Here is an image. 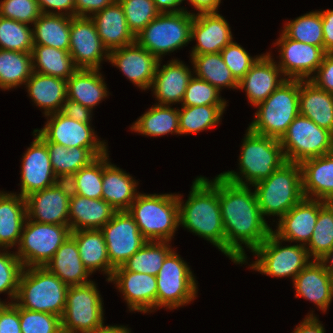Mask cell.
I'll use <instances>...</instances> for the list:
<instances>
[{"mask_svg": "<svg viewBox=\"0 0 333 333\" xmlns=\"http://www.w3.org/2000/svg\"><path fill=\"white\" fill-rule=\"evenodd\" d=\"M219 174V203L225 230V255L236 264L247 262L242 246L253 252L272 232L262 216L255 191Z\"/></svg>", "mask_w": 333, "mask_h": 333, "instance_id": "1", "label": "cell"}, {"mask_svg": "<svg viewBox=\"0 0 333 333\" xmlns=\"http://www.w3.org/2000/svg\"><path fill=\"white\" fill-rule=\"evenodd\" d=\"M187 201L177 195L179 225L210 241L225 254V230L219 203V175L209 179L198 176ZM185 202V203H184Z\"/></svg>", "mask_w": 333, "mask_h": 333, "instance_id": "2", "label": "cell"}, {"mask_svg": "<svg viewBox=\"0 0 333 333\" xmlns=\"http://www.w3.org/2000/svg\"><path fill=\"white\" fill-rule=\"evenodd\" d=\"M242 142L238 160L240 172L220 173L229 182L253 186L286 163L281 143L276 138L256 134L247 128Z\"/></svg>", "mask_w": 333, "mask_h": 333, "instance_id": "3", "label": "cell"}, {"mask_svg": "<svg viewBox=\"0 0 333 333\" xmlns=\"http://www.w3.org/2000/svg\"><path fill=\"white\" fill-rule=\"evenodd\" d=\"M147 241H171L179 225L177 194L138 193L127 210Z\"/></svg>", "mask_w": 333, "mask_h": 333, "instance_id": "4", "label": "cell"}, {"mask_svg": "<svg viewBox=\"0 0 333 333\" xmlns=\"http://www.w3.org/2000/svg\"><path fill=\"white\" fill-rule=\"evenodd\" d=\"M68 285L45 267L24 268L15 303L24 309L62 317Z\"/></svg>", "mask_w": 333, "mask_h": 333, "instance_id": "5", "label": "cell"}, {"mask_svg": "<svg viewBox=\"0 0 333 333\" xmlns=\"http://www.w3.org/2000/svg\"><path fill=\"white\" fill-rule=\"evenodd\" d=\"M252 187L262 216L280 219L304 198L300 164L286 162Z\"/></svg>", "mask_w": 333, "mask_h": 333, "instance_id": "6", "label": "cell"}, {"mask_svg": "<svg viewBox=\"0 0 333 333\" xmlns=\"http://www.w3.org/2000/svg\"><path fill=\"white\" fill-rule=\"evenodd\" d=\"M249 129L280 140L299 114V79H287L256 108Z\"/></svg>", "mask_w": 333, "mask_h": 333, "instance_id": "7", "label": "cell"}, {"mask_svg": "<svg viewBox=\"0 0 333 333\" xmlns=\"http://www.w3.org/2000/svg\"><path fill=\"white\" fill-rule=\"evenodd\" d=\"M187 11L160 13L140 32L136 42L159 60L182 48L191 41V26L196 15Z\"/></svg>", "mask_w": 333, "mask_h": 333, "instance_id": "8", "label": "cell"}, {"mask_svg": "<svg viewBox=\"0 0 333 333\" xmlns=\"http://www.w3.org/2000/svg\"><path fill=\"white\" fill-rule=\"evenodd\" d=\"M95 282L69 286L61 317L63 333H91L104 324L103 300Z\"/></svg>", "mask_w": 333, "mask_h": 333, "instance_id": "9", "label": "cell"}, {"mask_svg": "<svg viewBox=\"0 0 333 333\" xmlns=\"http://www.w3.org/2000/svg\"><path fill=\"white\" fill-rule=\"evenodd\" d=\"M286 162L304 160L333 152V133L298 114L279 140Z\"/></svg>", "mask_w": 333, "mask_h": 333, "instance_id": "10", "label": "cell"}, {"mask_svg": "<svg viewBox=\"0 0 333 333\" xmlns=\"http://www.w3.org/2000/svg\"><path fill=\"white\" fill-rule=\"evenodd\" d=\"M70 234L69 225L44 224L26 218L16 255L24 268L44 267Z\"/></svg>", "mask_w": 333, "mask_h": 333, "instance_id": "11", "label": "cell"}, {"mask_svg": "<svg viewBox=\"0 0 333 333\" xmlns=\"http://www.w3.org/2000/svg\"><path fill=\"white\" fill-rule=\"evenodd\" d=\"M190 267L174 249L166 256L156 275L157 309H176L191 303L198 288Z\"/></svg>", "mask_w": 333, "mask_h": 333, "instance_id": "12", "label": "cell"}, {"mask_svg": "<svg viewBox=\"0 0 333 333\" xmlns=\"http://www.w3.org/2000/svg\"><path fill=\"white\" fill-rule=\"evenodd\" d=\"M281 240V241H280ZM283 240L273 232L252 253L258 257L250 268L272 277H292L310 262L306 246L296 244L281 246Z\"/></svg>", "mask_w": 333, "mask_h": 333, "instance_id": "13", "label": "cell"}, {"mask_svg": "<svg viewBox=\"0 0 333 333\" xmlns=\"http://www.w3.org/2000/svg\"><path fill=\"white\" fill-rule=\"evenodd\" d=\"M46 117L50 118L44 127L33 130L43 142H54L67 148H89L97 157L108 152L106 142L97 137L91 124L81 123L60 112Z\"/></svg>", "mask_w": 333, "mask_h": 333, "instance_id": "14", "label": "cell"}, {"mask_svg": "<svg viewBox=\"0 0 333 333\" xmlns=\"http://www.w3.org/2000/svg\"><path fill=\"white\" fill-rule=\"evenodd\" d=\"M100 230L114 268L122 266L147 242L128 211H117Z\"/></svg>", "mask_w": 333, "mask_h": 333, "instance_id": "15", "label": "cell"}, {"mask_svg": "<svg viewBox=\"0 0 333 333\" xmlns=\"http://www.w3.org/2000/svg\"><path fill=\"white\" fill-rule=\"evenodd\" d=\"M69 53L78 69L100 70L101 62L108 60L109 51L102 44L90 17L71 18Z\"/></svg>", "mask_w": 333, "mask_h": 333, "instance_id": "16", "label": "cell"}, {"mask_svg": "<svg viewBox=\"0 0 333 333\" xmlns=\"http://www.w3.org/2000/svg\"><path fill=\"white\" fill-rule=\"evenodd\" d=\"M70 195L68 181L30 194L26 197L27 218L38 223L69 225Z\"/></svg>", "mask_w": 333, "mask_h": 333, "instance_id": "17", "label": "cell"}, {"mask_svg": "<svg viewBox=\"0 0 333 333\" xmlns=\"http://www.w3.org/2000/svg\"><path fill=\"white\" fill-rule=\"evenodd\" d=\"M274 44L280 47L276 63L287 79L309 80L327 53L324 48L292 40L283 32Z\"/></svg>", "mask_w": 333, "mask_h": 333, "instance_id": "18", "label": "cell"}, {"mask_svg": "<svg viewBox=\"0 0 333 333\" xmlns=\"http://www.w3.org/2000/svg\"><path fill=\"white\" fill-rule=\"evenodd\" d=\"M108 282H114L130 311L145 314L157 309L156 276L127 271L120 266L113 270Z\"/></svg>", "mask_w": 333, "mask_h": 333, "instance_id": "19", "label": "cell"}, {"mask_svg": "<svg viewBox=\"0 0 333 333\" xmlns=\"http://www.w3.org/2000/svg\"><path fill=\"white\" fill-rule=\"evenodd\" d=\"M34 135L35 139L27 148L21 162V192L19 195L23 198L60 181L51 166L47 145L36 134Z\"/></svg>", "mask_w": 333, "mask_h": 333, "instance_id": "20", "label": "cell"}, {"mask_svg": "<svg viewBox=\"0 0 333 333\" xmlns=\"http://www.w3.org/2000/svg\"><path fill=\"white\" fill-rule=\"evenodd\" d=\"M108 60L141 90L151 89L159 59L137 42L109 51Z\"/></svg>", "mask_w": 333, "mask_h": 333, "instance_id": "21", "label": "cell"}, {"mask_svg": "<svg viewBox=\"0 0 333 333\" xmlns=\"http://www.w3.org/2000/svg\"><path fill=\"white\" fill-rule=\"evenodd\" d=\"M323 200L303 198L285 215L278 219L277 229L272 232L283 241L299 242L307 246L312 236Z\"/></svg>", "mask_w": 333, "mask_h": 333, "instance_id": "22", "label": "cell"}, {"mask_svg": "<svg viewBox=\"0 0 333 333\" xmlns=\"http://www.w3.org/2000/svg\"><path fill=\"white\" fill-rule=\"evenodd\" d=\"M286 80L271 54L267 53L262 54L251 66L239 81L238 89L245 90L248 101L256 107Z\"/></svg>", "mask_w": 333, "mask_h": 333, "instance_id": "23", "label": "cell"}, {"mask_svg": "<svg viewBox=\"0 0 333 333\" xmlns=\"http://www.w3.org/2000/svg\"><path fill=\"white\" fill-rule=\"evenodd\" d=\"M197 41L190 55L220 53L233 41L227 20L219 13L194 15L191 26V41Z\"/></svg>", "mask_w": 333, "mask_h": 333, "instance_id": "24", "label": "cell"}, {"mask_svg": "<svg viewBox=\"0 0 333 333\" xmlns=\"http://www.w3.org/2000/svg\"><path fill=\"white\" fill-rule=\"evenodd\" d=\"M295 297H302L317 305L324 313L333 300V276L320 260H311L293 280Z\"/></svg>", "mask_w": 333, "mask_h": 333, "instance_id": "25", "label": "cell"}, {"mask_svg": "<svg viewBox=\"0 0 333 333\" xmlns=\"http://www.w3.org/2000/svg\"><path fill=\"white\" fill-rule=\"evenodd\" d=\"M159 60L151 88L159 105L181 103L188 83L194 76L182 61L172 59L160 69Z\"/></svg>", "mask_w": 333, "mask_h": 333, "instance_id": "26", "label": "cell"}, {"mask_svg": "<svg viewBox=\"0 0 333 333\" xmlns=\"http://www.w3.org/2000/svg\"><path fill=\"white\" fill-rule=\"evenodd\" d=\"M104 47L114 50L131 45L136 37L130 31L124 10L118 0L90 17Z\"/></svg>", "mask_w": 333, "mask_h": 333, "instance_id": "27", "label": "cell"}, {"mask_svg": "<svg viewBox=\"0 0 333 333\" xmlns=\"http://www.w3.org/2000/svg\"><path fill=\"white\" fill-rule=\"evenodd\" d=\"M300 167L304 197L333 202V152L304 160Z\"/></svg>", "mask_w": 333, "mask_h": 333, "instance_id": "28", "label": "cell"}, {"mask_svg": "<svg viewBox=\"0 0 333 333\" xmlns=\"http://www.w3.org/2000/svg\"><path fill=\"white\" fill-rule=\"evenodd\" d=\"M138 182L130 174L110 163L108 152L103 155L102 199L117 211H127L134 202Z\"/></svg>", "mask_w": 333, "mask_h": 333, "instance_id": "29", "label": "cell"}, {"mask_svg": "<svg viewBox=\"0 0 333 333\" xmlns=\"http://www.w3.org/2000/svg\"><path fill=\"white\" fill-rule=\"evenodd\" d=\"M116 212L104 199H92L71 193L69 228L71 231L101 229Z\"/></svg>", "mask_w": 333, "mask_h": 333, "instance_id": "30", "label": "cell"}, {"mask_svg": "<svg viewBox=\"0 0 333 333\" xmlns=\"http://www.w3.org/2000/svg\"><path fill=\"white\" fill-rule=\"evenodd\" d=\"M68 286L85 285L91 275L85 268L75 238L70 234L44 266Z\"/></svg>", "mask_w": 333, "mask_h": 333, "instance_id": "31", "label": "cell"}, {"mask_svg": "<svg viewBox=\"0 0 333 333\" xmlns=\"http://www.w3.org/2000/svg\"><path fill=\"white\" fill-rule=\"evenodd\" d=\"M26 218V198L19 194L0 191V248L2 251L19 245Z\"/></svg>", "mask_w": 333, "mask_h": 333, "instance_id": "32", "label": "cell"}, {"mask_svg": "<svg viewBox=\"0 0 333 333\" xmlns=\"http://www.w3.org/2000/svg\"><path fill=\"white\" fill-rule=\"evenodd\" d=\"M299 114L333 133V94L310 80H299Z\"/></svg>", "mask_w": 333, "mask_h": 333, "instance_id": "33", "label": "cell"}, {"mask_svg": "<svg viewBox=\"0 0 333 333\" xmlns=\"http://www.w3.org/2000/svg\"><path fill=\"white\" fill-rule=\"evenodd\" d=\"M32 102L44 115L60 112L64 101L67 99V80L33 72L25 83Z\"/></svg>", "mask_w": 333, "mask_h": 333, "instance_id": "34", "label": "cell"}, {"mask_svg": "<svg viewBox=\"0 0 333 333\" xmlns=\"http://www.w3.org/2000/svg\"><path fill=\"white\" fill-rule=\"evenodd\" d=\"M99 69H78L67 80V99L93 111L109 91Z\"/></svg>", "mask_w": 333, "mask_h": 333, "instance_id": "35", "label": "cell"}, {"mask_svg": "<svg viewBox=\"0 0 333 333\" xmlns=\"http://www.w3.org/2000/svg\"><path fill=\"white\" fill-rule=\"evenodd\" d=\"M75 238L80 258L90 274L96 270L103 271L108 276L107 281L111 278L115 269L110 264L106 242L100 229L77 230L71 231Z\"/></svg>", "mask_w": 333, "mask_h": 333, "instance_id": "36", "label": "cell"}, {"mask_svg": "<svg viewBox=\"0 0 333 333\" xmlns=\"http://www.w3.org/2000/svg\"><path fill=\"white\" fill-rule=\"evenodd\" d=\"M71 18L61 14L42 13L33 24V45L69 51Z\"/></svg>", "mask_w": 333, "mask_h": 333, "instance_id": "37", "label": "cell"}, {"mask_svg": "<svg viewBox=\"0 0 333 333\" xmlns=\"http://www.w3.org/2000/svg\"><path fill=\"white\" fill-rule=\"evenodd\" d=\"M44 143L47 145L53 171L60 181L69 180L78 170L97 158L89 148H67L54 142Z\"/></svg>", "mask_w": 333, "mask_h": 333, "instance_id": "38", "label": "cell"}, {"mask_svg": "<svg viewBox=\"0 0 333 333\" xmlns=\"http://www.w3.org/2000/svg\"><path fill=\"white\" fill-rule=\"evenodd\" d=\"M130 129L152 137L169 133L180 135L179 109L171 108L169 105L154 104L131 125Z\"/></svg>", "mask_w": 333, "mask_h": 333, "instance_id": "39", "label": "cell"}, {"mask_svg": "<svg viewBox=\"0 0 333 333\" xmlns=\"http://www.w3.org/2000/svg\"><path fill=\"white\" fill-rule=\"evenodd\" d=\"M33 71L68 80L78 68L69 51L44 45H33Z\"/></svg>", "mask_w": 333, "mask_h": 333, "instance_id": "40", "label": "cell"}, {"mask_svg": "<svg viewBox=\"0 0 333 333\" xmlns=\"http://www.w3.org/2000/svg\"><path fill=\"white\" fill-rule=\"evenodd\" d=\"M194 73L219 91L224 87L238 89L239 82L234 78L220 53L190 55ZM224 86V87H223Z\"/></svg>", "mask_w": 333, "mask_h": 333, "instance_id": "41", "label": "cell"}, {"mask_svg": "<svg viewBox=\"0 0 333 333\" xmlns=\"http://www.w3.org/2000/svg\"><path fill=\"white\" fill-rule=\"evenodd\" d=\"M33 72L31 53L0 49V88L2 90L25 85Z\"/></svg>", "mask_w": 333, "mask_h": 333, "instance_id": "42", "label": "cell"}, {"mask_svg": "<svg viewBox=\"0 0 333 333\" xmlns=\"http://www.w3.org/2000/svg\"><path fill=\"white\" fill-rule=\"evenodd\" d=\"M226 105L182 106L179 109V132L197 134L217 126Z\"/></svg>", "mask_w": 333, "mask_h": 333, "instance_id": "43", "label": "cell"}, {"mask_svg": "<svg viewBox=\"0 0 333 333\" xmlns=\"http://www.w3.org/2000/svg\"><path fill=\"white\" fill-rule=\"evenodd\" d=\"M172 250L169 241H147L122 266L127 271L156 276Z\"/></svg>", "mask_w": 333, "mask_h": 333, "instance_id": "44", "label": "cell"}, {"mask_svg": "<svg viewBox=\"0 0 333 333\" xmlns=\"http://www.w3.org/2000/svg\"><path fill=\"white\" fill-rule=\"evenodd\" d=\"M282 32L292 40L324 48L322 17L319 11L309 12L290 20Z\"/></svg>", "mask_w": 333, "mask_h": 333, "instance_id": "45", "label": "cell"}, {"mask_svg": "<svg viewBox=\"0 0 333 333\" xmlns=\"http://www.w3.org/2000/svg\"><path fill=\"white\" fill-rule=\"evenodd\" d=\"M333 248V202H326L318 218L306 249L312 260H320Z\"/></svg>", "mask_w": 333, "mask_h": 333, "instance_id": "46", "label": "cell"}, {"mask_svg": "<svg viewBox=\"0 0 333 333\" xmlns=\"http://www.w3.org/2000/svg\"><path fill=\"white\" fill-rule=\"evenodd\" d=\"M103 155L78 170L69 180L71 193L92 199H102Z\"/></svg>", "mask_w": 333, "mask_h": 333, "instance_id": "47", "label": "cell"}, {"mask_svg": "<svg viewBox=\"0 0 333 333\" xmlns=\"http://www.w3.org/2000/svg\"><path fill=\"white\" fill-rule=\"evenodd\" d=\"M32 28L28 24L0 16V49L31 53Z\"/></svg>", "mask_w": 333, "mask_h": 333, "instance_id": "48", "label": "cell"}, {"mask_svg": "<svg viewBox=\"0 0 333 333\" xmlns=\"http://www.w3.org/2000/svg\"><path fill=\"white\" fill-rule=\"evenodd\" d=\"M127 20V25L135 37L159 14L153 0H118Z\"/></svg>", "mask_w": 333, "mask_h": 333, "instance_id": "49", "label": "cell"}, {"mask_svg": "<svg viewBox=\"0 0 333 333\" xmlns=\"http://www.w3.org/2000/svg\"><path fill=\"white\" fill-rule=\"evenodd\" d=\"M219 94L215 86L194 75L187 85L181 106L226 105Z\"/></svg>", "mask_w": 333, "mask_h": 333, "instance_id": "50", "label": "cell"}, {"mask_svg": "<svg viewBox=\"0 0 333 333\" xmlns=\"http://www.w3.org/2000/svg\"><path fill=\"white\" fill-rule=\"evenodd\" d=\"M24 267L16 253L0 250V294L8 293L13 303L16 299L19 279ZM13 300V301H12Z\"/></svg>", "mask_w": 333, "mask_h": 333, "instance_id": "51", "label": "cell"}, {"mask_svg": "<svg viewBox=\"0 0 333 333\" xmlns=\"http://www.w3.org/2000/svg\"><path fill=\"white\" fill-rule=\"evenodd\" d=\"M20 327L22 333H63L61 317L21 307Z\"/></svg>", "mask_w": 333, "mask_h": 333, "instance_id": "52", "label": "cell"}, {"mask_svg": "<svg viewBox=\"0 0 333 333\" xmlns=\"http://www.w3.org/2000/svg\"><path fill=\"white\" fill-rule=\"evenodd\" d=\"M42 14L37 0H1L0 16L25 24H34Z\"/></svg>", "mask_w": 333, "mask_h": 333, "instance_id": "53", "label": "cell"}, {"mask_svg": "<svg viewBox=\"0 0 333 333\" xmlns=\"http://www.w3.org/2000/svg\"><path fill=\"white\" fill-rule=\"evenodd\" d=\"M223 61L232 72L234 78L239 82L250 70L251 66L261 56L252 57L238 43L232 41L220 52Z\"/></svg>", "mask_w": 333, "mask_h": 333, "instance_id": "54", "label": "cell"}, {"mask_svg": "<svg viewBox=\"0 0 333 333\" xmlns=\"http://www.w3.org/2000/svg\"><path fill=\"white\" fill-rule=\"evenodd\" d=\"M315 74L309 80L319 88L333 94V53H326Z\"/></svg>", "mask_w": 333, "mask_h": 333, "instance_id": "55", "label": "cell"}, {"mask_svg": "<svg viewBox=\"0 0 333 333\" xmlns=\"http://www.w3.org/2000/svg\"><path fill=\"white\" fill-rule=\"evenodd\" d=\"M0 333H22L20 327V307L7 303L0 311Z\"/></svg>", "mask_w": 333, "mask_h": 333, "instance_id": "56", "label": "cell"}, {"mask_svg": "<svg viewBox=\"0 0 333 333\" xmlns=\"http://www.w3.org/2000/svg\"><path fill=\"white\" fill-rule=\"evenodd\" d=\"M37 2L42 13L75 16L74 0H37Z\"/></svg>", "mask_w": 333, "mask_h": 333, "instance_id": "57", "label": "cell"}, {"mask_svg": "<svg viewBox=\"0 0 333 333\" xmlns=\"http://www.w3.org/2000/svg\"><path fill=\"white\" fill-rule=\"evenodd\" d=\"M60 113L84 124H91L92 111L80 103L66 99Z\"/></svg>", "mask_w": 333, "mask_h": 333, "instance_id": "58", "label": "cell"}, {"mask_svg": "<svg viewBox=\"0 0 333 333\" xmlns=\"http://www.w3.org/2000/svg\"><path fill=\"white\" fill-rule=\"evenodd\" d=\"M115 0H74L75 16L91 17L111 5Z\"/></svg>", "mask_w": 333, "mask_h": 333, "instance_id": "59", "label": "cell"}, {"mask_svg": "<svg viewBox=\"0 0 333 333\" xmlns=\"http://www.w3.org/2000/svg\"><path fill=\"white\" fill-rule=\"evenodd\" d=\"M322 17L324 50L333 53V10L319 11Z\"/></svg>", "mask_w": 333, "mask_h": 333, "instance_id": "60", "label": "cell"}, {"mask_svg": "<svg viewBox=\"0 0 333 333\" xmlns=\"http://www.w3.org/2000/svg\"><path fill=\"white\" fill-rule=\"evenodd\" d=\"M324 330L323 324H321L319 319L314 316L312 312L296 326L292 333H325Z\"/></svg>", "mask_w": 333, "mask_h": 333, "instance_id": "61", "label": "cell"}, {"mask_svg": "<svg viewBox=\"0 0 333 333\" xmlns=\"http://www.w3.org/2000/svg\"><path fill=\"white\" fill-rule=\"evenodd\" d=\"M185 0H182V2ZM191 5L198 10L197 14L215 13L219 8L221 0H188Z\"/></svg>", "mask_w": 333, "mask_h": 333, "instance_id": "62", "label": "cell"}, {"mask_svg": "<svg viewBox=\"0 0 333 333\" xmlns=\"http://www.w3.org/2000/svg\"><path fill=\"white\" fill-rule=\"evenodd\" d=\"M160 13H175L184 10V7H178L182 0H153Z\"/></svg>", "mask_w": 333, "mask_h": 333, "instance_id": "63", "label": "cell"}, {"mask_svg": "<svg viewBox=\"0 0 333 333\" xmlns=\"http://www.w3.org/2000/svg\"><path fill=\"white\" fill-rule=\"evenodd\" d=\"M103 324L101 327H99L98 329L94 330L91 333H131V331L125 326H111V325H106Z\"/></svg>", "mask_w": 333, "mask_h": 333, "instance_id": "64", "label": "cell"}, {"mask_svg": "<svg viewBox=\"0 0 333 333\" xmlns=\"http://www.w3.org/2000/svg\"><path fill=\"white\" fill-rule=\"evenodd\" d=\"M320 261L324 264L325 269L333 276V248L327 252ZM329 263V265H327Z\"/></svg>", "mask_w": 333, "mask_h": 333, "instance_id": "65", "label": "cell"}, {"mask_svg": "<svg viewBox=\"0 0 333 333\" xmlns=\"http://www.w3.org/2000/svg\"><path fill=\"white\" fill-rule=\"evenodd\" d=\"M7 303H9V301L5 303V302L1 301V299H0V311Z\"/></svg>", "mask_w": 333, "mask_h": 333, "instance_id": "66", "label": "cell"}]
</instances>
